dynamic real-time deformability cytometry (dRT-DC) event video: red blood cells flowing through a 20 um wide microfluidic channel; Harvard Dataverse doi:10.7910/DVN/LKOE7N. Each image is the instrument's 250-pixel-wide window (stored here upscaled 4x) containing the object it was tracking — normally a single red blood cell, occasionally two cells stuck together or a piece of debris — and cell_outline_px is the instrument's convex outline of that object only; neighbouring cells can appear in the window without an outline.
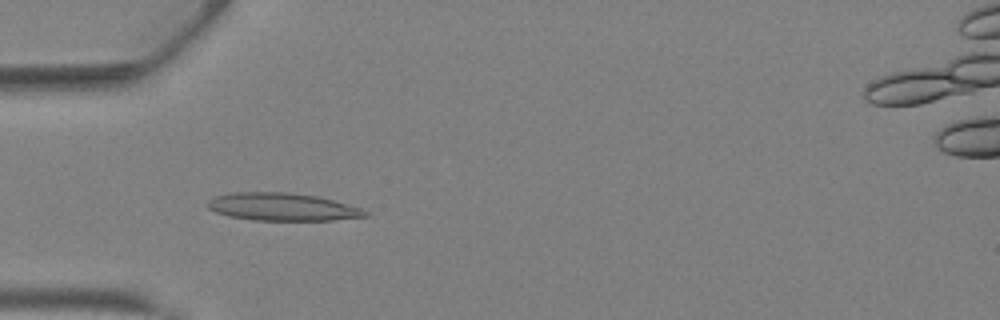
{"species": "Egyptian fruit bat (a non-hibernating species)", "species_latin": "Rousettus aegyptiacus", "temperature_condition": "warm", "stored_images_in_passage": 37, "camera_frame_rate_fps": 3000, "um_per_image_px": 0.085, "animal": {"sex": "female"}, "frame": {"image": 1, "passage_image": 9, "time_ms": 2.667, "image_size_px": [1000, 320], "cell_outline_px": [[372, 216], [332, 220], [252, 220], [228, 216], [216, 212], [208, 208], [208, 200], [216, 196], [232, 192], [288, 192], [320, 196], [360, 208], [368, 212]], "centroid_in_image_um": [24.02, 17.58], "position_along_channel_um": 61.0, "area_um2": 25.55}}
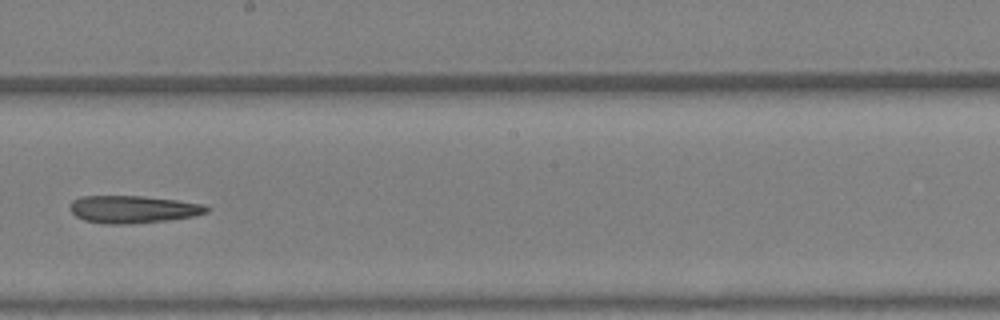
{"frame": {"image": 2, "passage_image": 20, "time_ms": 6.333, "image_size_px": [1000, 320], "cell_outline_px": [[208, 212], [192, 216], [168, 220], [132, 224], [104, 224], [84, 220], [76, 216], [68, 208], [68, 204], [72, 200], [80, 196], [144, 196], [176, 200], [204, 204], [208, 208]], "centroid_in_image_um": [11.25, 17.79], "position_along_channel_um": 237.0, "area_um2": 22.02}}
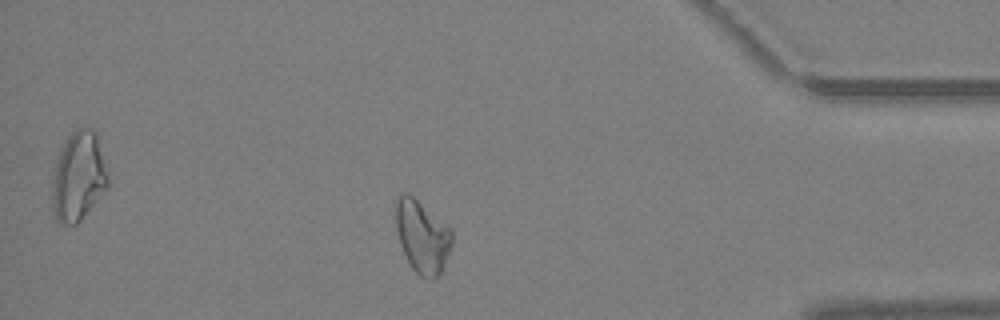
{"frame": {"image": 3, "passage_image": 32, "time_ms": 10.333, "image_size_px": [1000, 320], "cell_outline_px": [[452, 244], [444, 264], [440, 272], [432, 280], [420, 276], [412, 268], [400, 244], [396, 232], [396, 200], [404, 192], [408, 192], [452, 228]], "centroid_in_image_um": [35.89, 20.08], "position_along_channel_um": 399.3, "area_um2": 23.64}}